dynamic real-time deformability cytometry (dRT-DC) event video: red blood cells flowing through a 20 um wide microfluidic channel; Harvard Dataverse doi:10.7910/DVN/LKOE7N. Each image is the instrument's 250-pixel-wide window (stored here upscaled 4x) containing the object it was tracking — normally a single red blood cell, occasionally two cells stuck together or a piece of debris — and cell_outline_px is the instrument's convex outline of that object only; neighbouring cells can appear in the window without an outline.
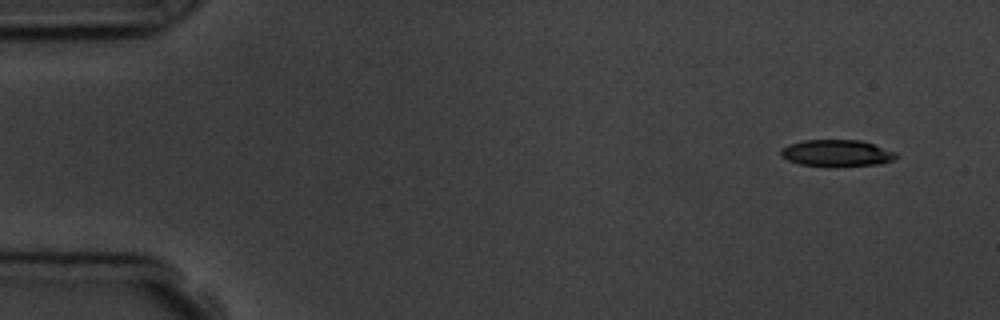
{"species": "common noctule bat (a hibernating species)", "species_latin": "Nyctalus noctula", "temperature_condition": "room temperature", "stored_images_in_passage": 6, "camera_frame_rate_fps": 3000, "um_per_image_px": 0.085, "animal": {"sex": "male", "body_mass_g": 19.5, "forearm_length_mm": 54.6}, "frame": {"image": 1, "passage_image": 1, "time_ms": 0.0, "image_size_px": [1000, 320], "cell_outline_px": [[896, 156], [892, 160], [880, 164], [836, 168], [828, 168], [800, 164], [788, 160], [780, 156], [780, 152], [788, 144], [804, 140], [860, 140], [896, 152]], "centroid_in_image_um": [71.1, 13.05], "position_along_channel_um": 13.9, "area_um2": 18.26}}
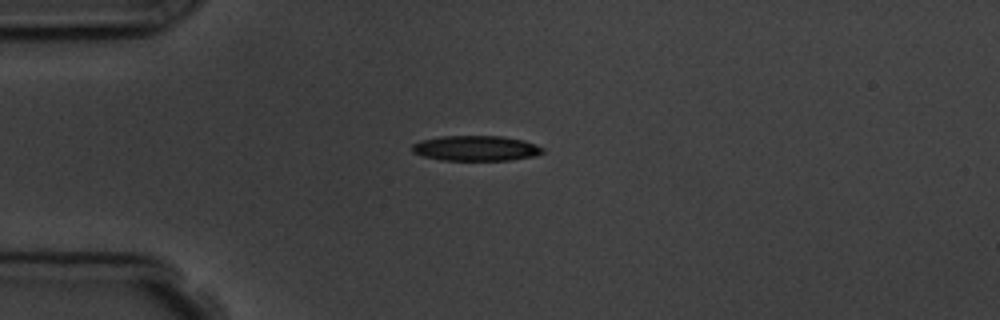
{"frame": {"image": 2, "passage_image": 4, "time_ms": 3.333, "image_size_px": [1000, 320], "cell_outline_px": [[544, 152], [536, 156], [508, 160], [440, 160], [424, 156], [412, 152], [412, 144], [420, 140], [440, 136], [504, 136], [524, 140], [544, 148]], "centroid_in_image_um": [40.45, 12.6], "position_along_channel_um": 44.5, "area_um2": 19.31}}